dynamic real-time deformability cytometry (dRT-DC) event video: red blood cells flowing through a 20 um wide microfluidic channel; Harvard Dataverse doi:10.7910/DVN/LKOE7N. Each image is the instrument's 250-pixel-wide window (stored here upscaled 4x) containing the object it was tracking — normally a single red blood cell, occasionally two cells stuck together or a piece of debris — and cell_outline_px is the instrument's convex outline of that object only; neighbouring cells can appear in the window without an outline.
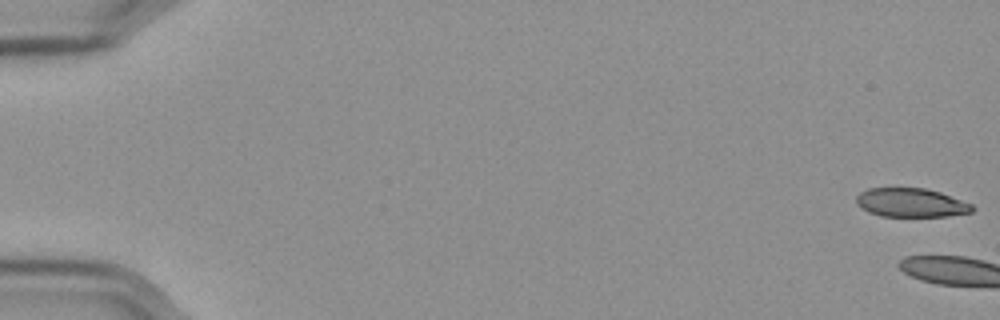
{"species": "Egyptian fruit bat (a non-hibernating species)", "species_latin": "Rousettus aegyptiacus", "temperature_condition": "cold", "stored_images_in_passage": 11, "camera_frame_rate_fps": 3000, "um_per_image_px": 0.085, "frame": {"image": 1, "passage_image": 1, "time_ms": 0.0, "image_size_px": [1000, 320], "cell_outline_px": [[976, 208], [972, 212], [948, 216], [880, 216], [868, 212], [856, 204], [856, 196], [860, 192], [868, 188], [924, 188], [940, 192], [972, 204]], "centroid_in_image_um": [77.43, 17.23], "position_along_channel_um": 7.6, "area_um2": 19.54}}